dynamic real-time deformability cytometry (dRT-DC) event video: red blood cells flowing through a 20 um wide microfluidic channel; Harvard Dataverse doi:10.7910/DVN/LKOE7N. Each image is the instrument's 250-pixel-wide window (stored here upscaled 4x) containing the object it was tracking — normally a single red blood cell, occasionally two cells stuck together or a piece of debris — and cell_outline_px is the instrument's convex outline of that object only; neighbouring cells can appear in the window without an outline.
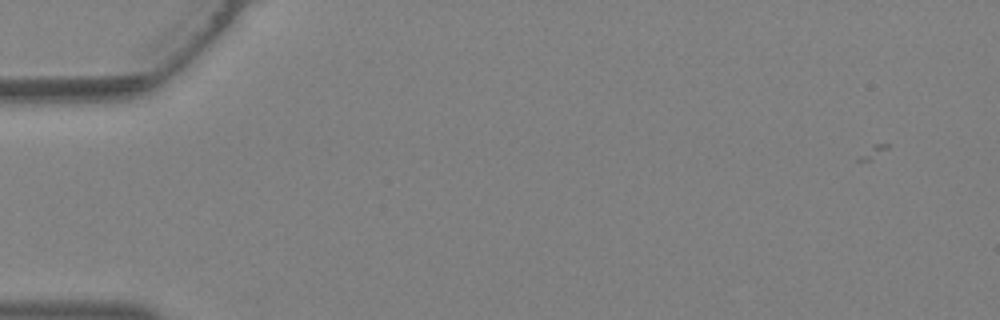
{"species": "Egyptian fruit bat (a non-hibernating species)", "species_latin": "Rousettus aegyptiacus", "temperature_condition": "warm", "stored_images_in_passage": 5, "camera_frame_rate_fps": 3000, "um_per_image_px": 0.085, "animal": {"sex": "female"}, "frame": {"image": 1, "passage_image": 4, "time_ms": 1.0, "image_size_px": [1000, 320], "cell_outline_px": [[388, 296], [384, 300], [376, 300], [324, 252], [308, 236], [296, 220], [296, 216], [308, 220], [324, 232], [376, 276], [384, 284]], "centroid_in_image_um": [29.33, 22.14], "position_along_channel_um": 55.7, "area_um2": 12.6}}